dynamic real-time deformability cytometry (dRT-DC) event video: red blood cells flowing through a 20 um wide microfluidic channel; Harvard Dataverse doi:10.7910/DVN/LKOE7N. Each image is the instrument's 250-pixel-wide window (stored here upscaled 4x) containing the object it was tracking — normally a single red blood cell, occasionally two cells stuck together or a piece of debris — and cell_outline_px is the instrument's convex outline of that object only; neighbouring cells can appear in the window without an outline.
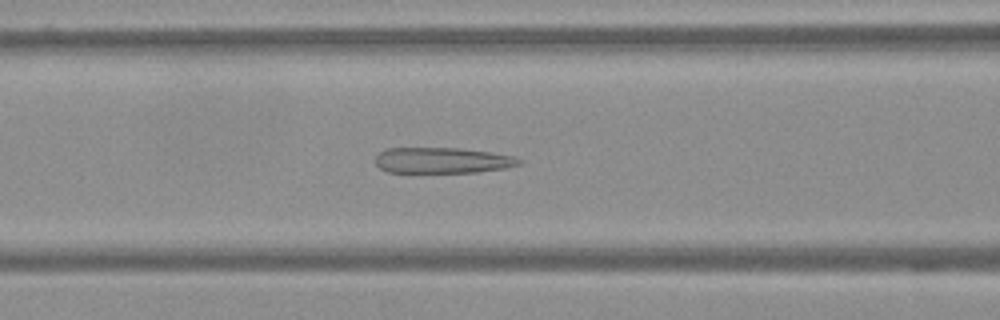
{"species": "Egyptian fruit bat (a non-hibernating species)", "species_latin": "Rousettus aegyptiacus", "temperature_condition": "warm", "stored_images_in_passage": 61, "camera_frame_rate_fps": 3000, "um_per_image_px": 0.085, "frame": {"image": 1, "passage_image": 26, "time_ms": 8.333, "image_size_px": [1000, 320], "cell_outline_px": [[524, 160], [520, 164], [504, 168], [476, 172], [388, 172], [380, 168], [376, 164], [376, 152], [388, 148], [460, 148], [492, 152], [512, 156]], "centroid_in_image_um": [37.58, 13.62], "position_along_channel_um": 129.0, "area_um2": 21.62}}
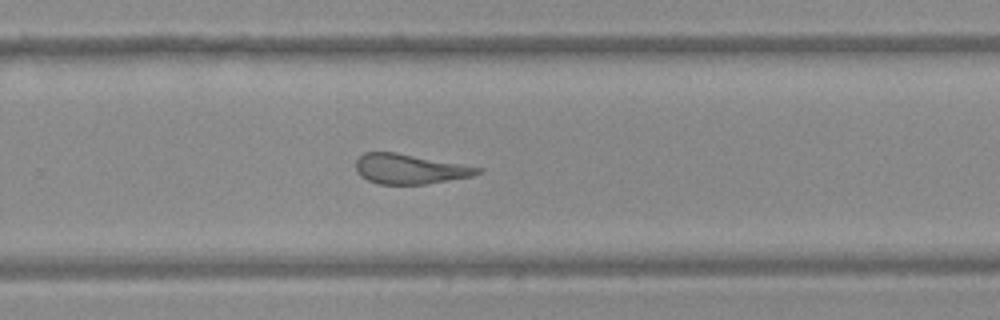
{"frame": {"image": 2, "passage_image": 41, "time_ms": 13.333, "image_size_px": [1000, 320], "cell_outline_px": [[480, 172], [472, 176], [424, 184], [380, 184], [368, 180], [360, 176], [356, 168], [356, 160], [364, 152], [396, 152], [480, 168]], "centroid_in_image_um": [34.75, 14.36], "position_along_channel_um": 295.0, "area_um2": 20.75}}
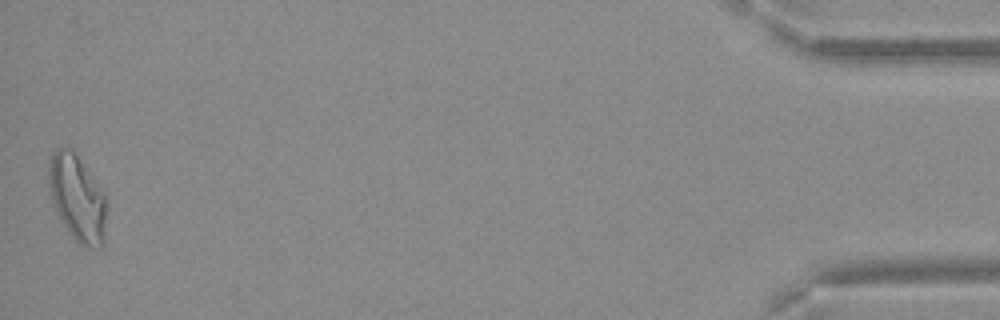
{"frame": {"image": 3, "passage_image": 61, "time_ms": 20.0, "image_size_px": [1000, 320], "cell_outline_px": [[108, 208], [104, 244], [100, 248], [88, 248], [80, 244], [72, 236], [56, 212], [52, 200], [48, 184], [48, 160], [56, 148], [68, 148], [76, 156], [92, 176], [104, 192]], "centroid_in_image_um": [6.59, 16.89], "position_along_channel_um": 428.6, "area_um2": 29.19}}